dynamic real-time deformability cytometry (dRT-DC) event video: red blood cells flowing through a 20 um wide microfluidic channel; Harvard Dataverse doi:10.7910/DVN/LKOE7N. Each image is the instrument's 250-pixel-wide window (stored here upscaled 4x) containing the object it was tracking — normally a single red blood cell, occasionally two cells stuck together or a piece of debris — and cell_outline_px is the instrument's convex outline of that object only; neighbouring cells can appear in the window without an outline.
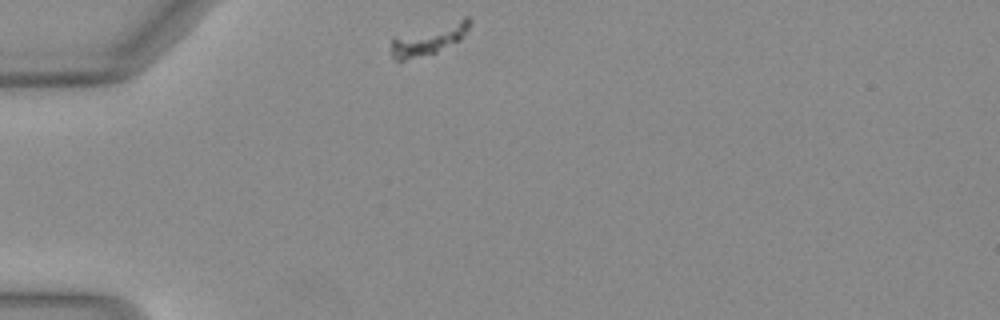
{"species": "Egyptian fruit bat (a non-hibernating species)", "species_latin": "Rousettus aegyptiacus", "temperature_condition": "warm", "stored_images_in_passage": 42, "camera_frame_rate_fps": 3000, "um_per_image_px": 0.085, "animal": {"sex": "female"}, "frame": {"image": 1, "passage_image": 1, "time_ms": 0.0, "image_size_px": [1000, 320], "cell_outline_px": [[472, 20], [468, 28], [460, 40], [436, 52], [404, 60], [396, 60], [392, 56], [392, 36], [464, 16], [468, 16]], "centroid_in_image_um": [36.47, 3.29], "position_along_channel_um": 48.5, "area_um2": 14.22}}
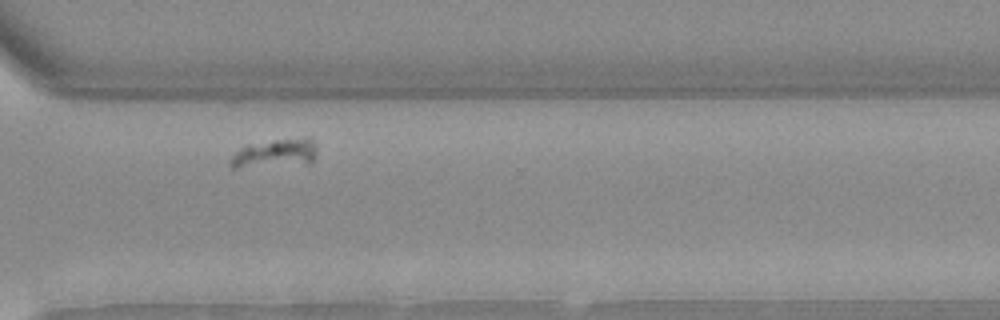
{"frame": {"image": 2, "passage_image": 28, "time_ms": 9.0, "image_size_px": [1000, 320], "cell_outline_px": [[316, 156], [312, 164], [236, 168], [232, 168], [228, 164], [228, 160], [240, 148], [248, 144], [272, 140], [304, 136], [312, 136], [316, 144]], "centroid_in_image_um": [23.44, 13.03], "position_along_channel_um": 347.2, "area_um2": 15.2}}
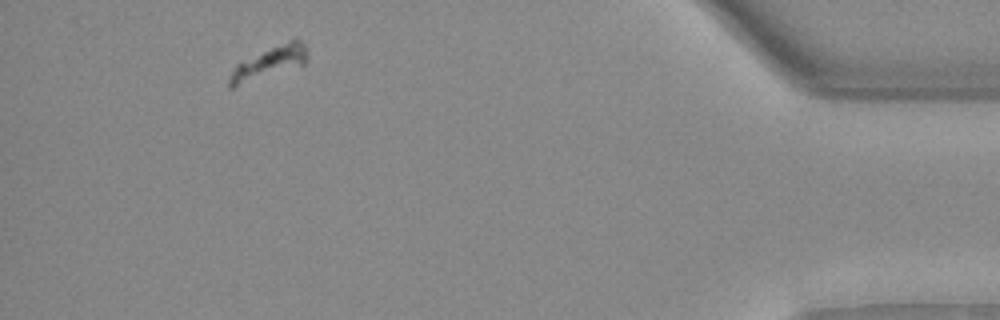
{"frame": {"image": 3, "passage_image": 38, "time_ms": 12.333, "image_size_px": [1000, 320], "cell_outline_px": [[308, 60], [304, 64], [232, 88], [228, 88], [228, 76], [232, 68], [236, 64], [272, 48], [292, 40], [300, 40], [304, 44], [308, 52]], "centroid_in_image_um": [22.85, 5.38], "position_along_channel_um": 412.4, "area_um2": 14.05}}